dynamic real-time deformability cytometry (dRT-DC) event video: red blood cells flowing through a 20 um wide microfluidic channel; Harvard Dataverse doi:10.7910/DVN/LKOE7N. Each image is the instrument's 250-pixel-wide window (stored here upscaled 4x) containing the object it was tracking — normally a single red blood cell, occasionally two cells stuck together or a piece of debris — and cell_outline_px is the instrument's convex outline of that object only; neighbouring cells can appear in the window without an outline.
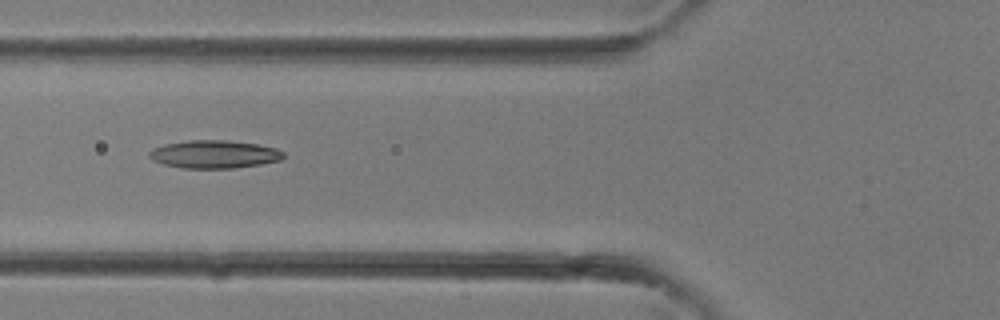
{"species": "common noctule bat (a hibernating species)", "species_latin": "Nyctalus noctula", "temperature_condition": "room temperature", "stored_images_in_passage": 16, "camera_frame_rate_fps": 3000, "um_per_image_px": 0.085, "animal": {"sex": "female"}, "frame": {"image": 1, "passage_image": 7, "time_ms": 2.0, "image_size_px": [1000, 320], "cell_outline_px": [[284, 156], [280, 160], [260, 164], [232, 168], [180, 168], [164, 164], [152, 160], [148, 156], [148, 152], [152, 148], [164, 144], [188, 140], [228, 140], [256, 144], [276, 148], [284, 152]], "centroid_in_image_um": [18.17, 13.11], "position_along_channel_um": 107.6, "area_um2": 21.91}}
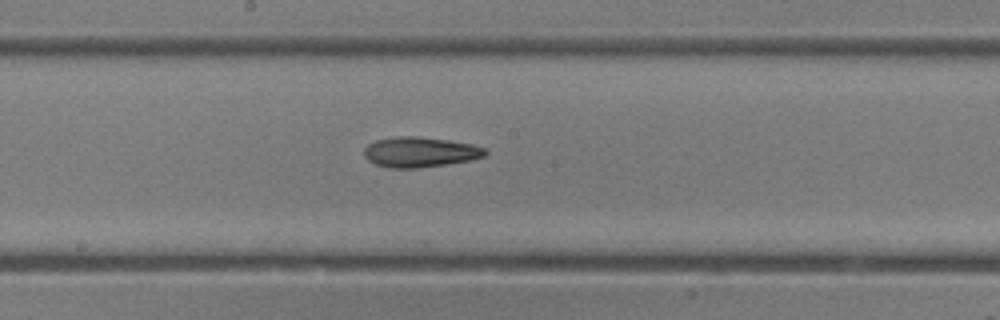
{"frame": {"image": 2, "passage_image": 12, "time_ms": 3.667, "image_size_px": [1000, 320], "cell_outline_px": [[488, 152], [484, 156], [472, 160], [416, 168], [392, 168], [376, 164], [368, 160], [364, 156], [364, 148], [368, 144], [376, 140], [400, 136], [416, 136], [448, 140], [472, 144], [484, 148]], "centroid_in_image_um": [35.69, 12.92], "position_along_channel_um": 212.5, "area_um2": 21.15}}
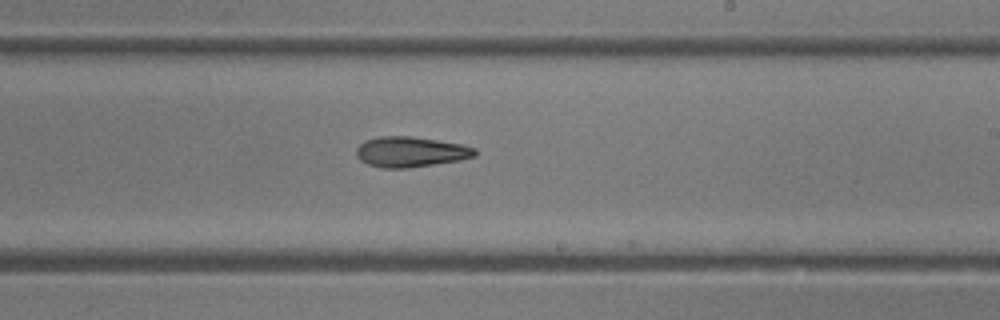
{"frame": {"image": 3, "passage_image": 14, "time_ms": 4.333, "image_size_px": [1000, 320], "cell_outline_px": [[476, 156], [460, 160], [408, 168], [380, 168], [368, 164], [360, 160], [356, 156], [356, 148], [364, 140], [380, 136], [408, 136], [464, 144], [476, 148]], "centroid_in_image_um": [34.89, 12.91], "position_along_channel_um": 254.1, "area_um2": 21.1}}